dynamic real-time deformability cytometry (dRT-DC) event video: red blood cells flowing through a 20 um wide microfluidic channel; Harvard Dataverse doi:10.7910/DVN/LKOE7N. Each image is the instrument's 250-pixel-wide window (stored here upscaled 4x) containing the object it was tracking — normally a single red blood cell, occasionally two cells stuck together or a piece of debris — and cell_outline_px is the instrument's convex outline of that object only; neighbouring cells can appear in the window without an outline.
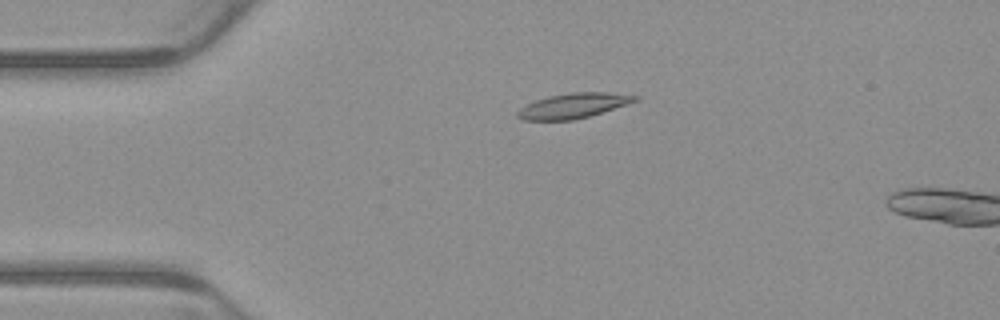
{"species": "common noctule bat (a hibernating species)", "species_latin": "Nyctalus noctula", "temperature_condition": "warm", "stored_images_in_passage": 3, "camera_frame_rate_fps": 3000, "um_per_image_px": 0.085, "animal": {"sex": "male", "body_mass_g": 23.1, "forearm_length_mm": 52.7}, "frame": {"image": 1, "passage_image": 1, "time_ms": 0.0, "image_size_px": [1000, 320], "cell_outline_px": [[640, 100], [628, 104], [588, 116], [572, 120], [524, 120], [516, 116], [516, 112], [520, 108], [536, 100], [548, 96], [572, 92], [608, 92], [640, 96]], "centroid_in_image_um": [48.75, 8.97], "position_along_channel_um": 36.2, "area_um2": 17.05}}
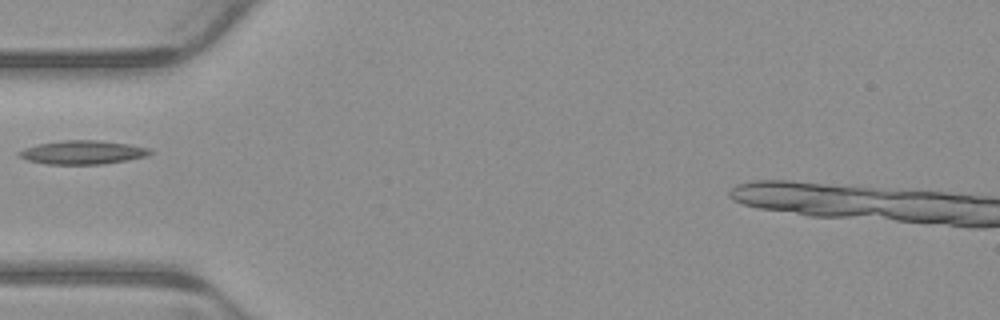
{"frame": {"image": 2, "passage_image": 2, "time_ms": 0.333, "image_size_px": [1000, 320], "cell_outline_px": [[152, 152], [148, 156], [128, 160], [100, 164], [44, 164], [28, 160], [16, 156], [16, 152], [24, 148], [40, 144], [64, 140], [96, 140], [128, 144], [148, 148]], "centroid_in_image_um": [6.99, 12.95], "position_along_channel_um": 78.0, "area_um2": 18.03}}
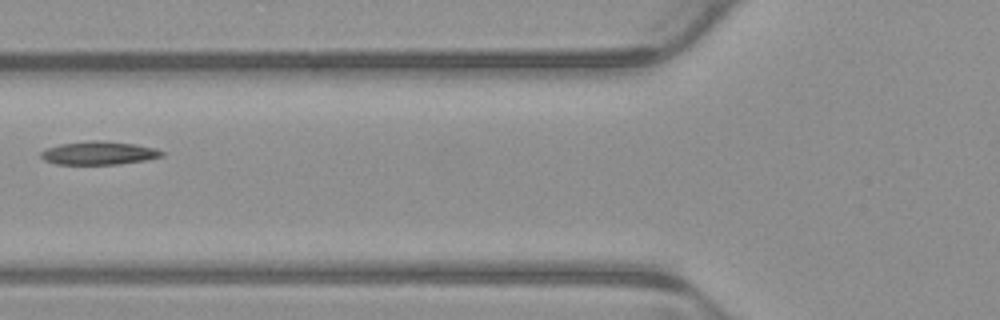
{"frame": {"image": 3, "passage_image": 3, "time_ms": 0.667, "image_size_px": [1000, 320], "cell_outline_px": [[164, 156], [148, 160], [120, 164], [56, 164], [44, 160], [40, 156], [40, 152], [48, 148], [60, 144], [92, 140], [104, 140], [136, 144], [156, 148], [164, 152]], "centroid_in_image_um": [8.45, 13.0], "position_along_channel_um": 117.4, "area_um2": 16.59}}